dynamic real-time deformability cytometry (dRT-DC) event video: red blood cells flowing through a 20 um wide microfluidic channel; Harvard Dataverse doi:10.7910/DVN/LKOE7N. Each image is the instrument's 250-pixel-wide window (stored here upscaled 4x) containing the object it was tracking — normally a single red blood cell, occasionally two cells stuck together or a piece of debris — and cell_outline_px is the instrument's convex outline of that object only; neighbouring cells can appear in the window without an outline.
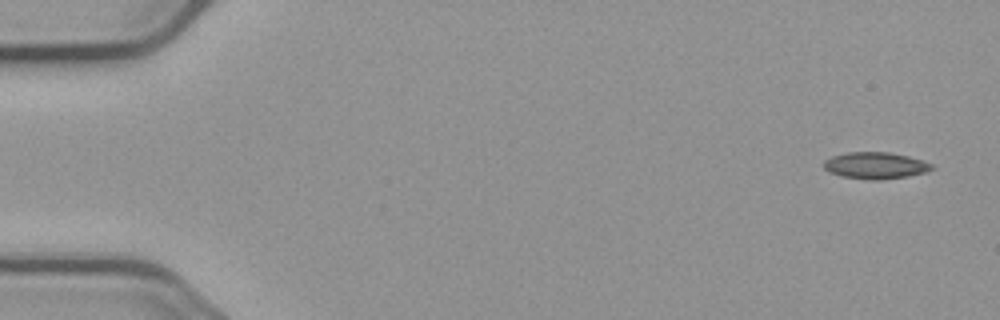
{"species": "common noctule bat (a hibernating species)", "species_latin": "Nyctalus noctula", "temperature_condition": "cold", "stored_images_in_passage": 5, "camera_frame_rate_fps": 3000, "um_per_image_px": 0.085, "animal": {"sex": "male", "body_mass_g": 23.1, "forearm_length_mm": 52.7}, "frame": {"image": 1, "passage_image": 1, "time_ms": 0.0, "image_size_px": [1000, 320], "cell_outline_px": [[936, 168], [924, 172], [908, 176], [880, 180], [872, 180], [840, 176], [828, 172], [824, 168], [824, 160], [832, 156], [848, 152], [888, 152], [908, 156], [924, 160], [932, 164]], "centroid_in_image_um": [74.41, 14.07], "position_along_channel_um": 10.6, "area_um2": 16.88}}
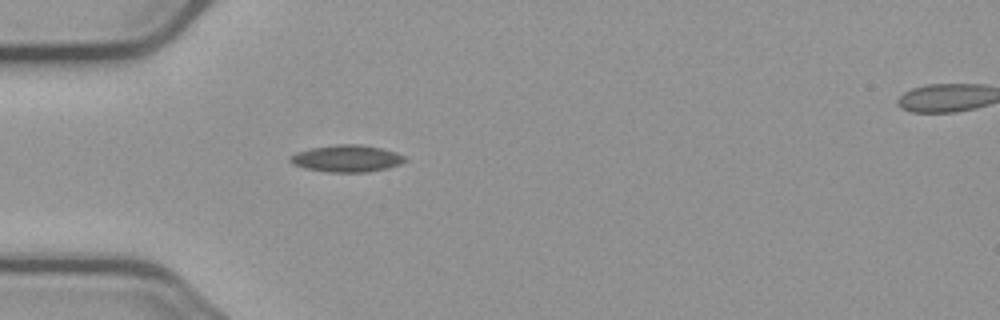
{"frame": {"image": 2, "passage_image": 5, "time_ms": 4.667, "image_size_px": [1000, 320], "cell_outline_px": [[408, 160], [400, 164], [388, 168], [368, 172], [328, 172], [304, 168], [292, 164], [288, 160], [296, 152], [312, 148], [336, 144], [356, 144], [380, 148], [396, 152], [404, 156]], "centroid_in_image_um": [29.48, 13.48], "position_along_channel_um": 55.5, "area_um2": 17.98}}